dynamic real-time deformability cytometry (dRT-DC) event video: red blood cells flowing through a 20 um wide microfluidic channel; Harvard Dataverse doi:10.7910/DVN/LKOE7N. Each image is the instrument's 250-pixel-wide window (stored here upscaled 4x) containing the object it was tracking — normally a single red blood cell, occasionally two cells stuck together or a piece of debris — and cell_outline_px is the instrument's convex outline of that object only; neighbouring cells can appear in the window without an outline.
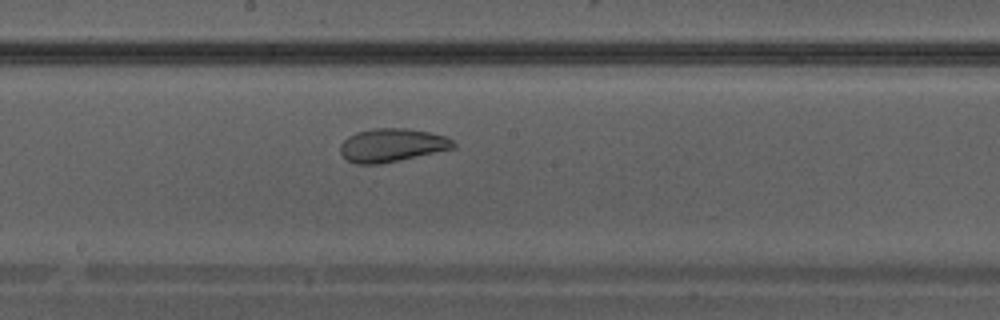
{"species": "Egyptian fruit bat (a non-hibernating species)", "species_latin": "Rousettus aegyptiacus", "temperature_condition": "warm", "stored_images_in_passage": 24, "camera_frame_rate_fps": 3000, "um_per_image_px": 0.085, "animal": {"sex": "male"}, "frame": {"image": 1, "passage_image": 11, "time_ms": 3.333, "image_size_px": [1000, 320], "cell_outline_px": [[456, 148], [380, 164], [356, 164], [348, 160], [340, 152], [340, 144], [348, 136], [356, 132], [372, 128], [404, 128], [428, 132], [444, 136], [452, 140], [456, 144]], "centroid_in_image_um": [33.3, 12.34], "position_along_channel_um": 214.9, "area_um2": 21.91}}
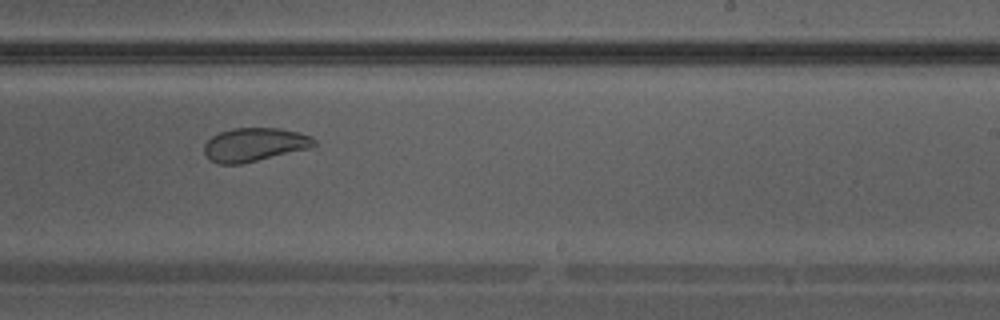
{"frame": {"image": 2, "passage_image": 14, "time_ms": 4.333, "image_size_px": [1000, 320], "cell_outline_px": [[316, 144], [308, 148], [240, 164], [220, 164], [208, 160], [204, 152], [204, 144], [212, 136], [220, 132], [232, 128], [280, 128], [312, 136], [316, 140]], "centroid_in_image_um": [21.59, 12.29], "position_along_channel_um": 267.4, "area_um2": 21.33}}